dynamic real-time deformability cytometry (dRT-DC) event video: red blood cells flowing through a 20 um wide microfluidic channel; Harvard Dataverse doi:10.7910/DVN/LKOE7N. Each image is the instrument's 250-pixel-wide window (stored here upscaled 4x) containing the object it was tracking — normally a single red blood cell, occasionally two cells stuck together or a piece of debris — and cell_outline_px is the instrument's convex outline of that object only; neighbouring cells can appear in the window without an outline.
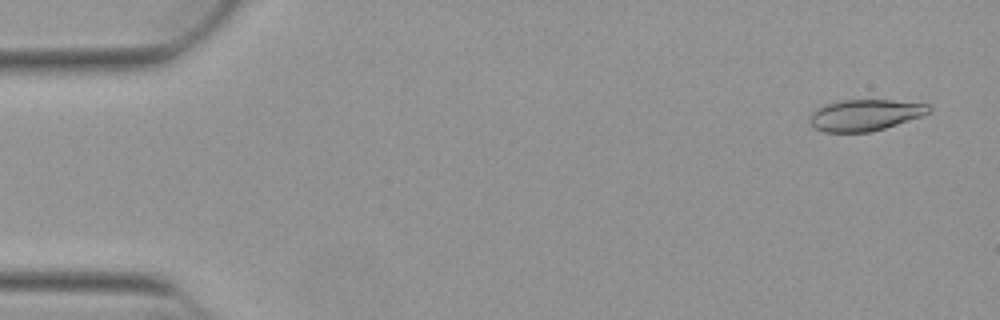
{"species": "Egyptian fruit bat (a non-hibernating species)", "species_latin": "Rousettus aegyptiacus", "temperature_condition": "warm", "stored_images_in_passage": 53, "camera_frame_rate_fps": 3000, "um_per_image_px": 0.085, "animal": {"sex": "female"}, "frame": {"image": 1, "passage_image": 3, "time_ms": 0.667, "image_size_px": [1000, 320], "cell_outline_px": [[932, 112], [924, 116], [872, 132], [824, 132], [816, 128], [808, 120], [812, 112], [816, 108], [824, 104], [840, 100], [892, 100], [928, 104], [932, 108]], "centroid_in_image_um": [73.56, 9.78], "position_along_channel_um": 11.4, "area_um2": 22.02}}
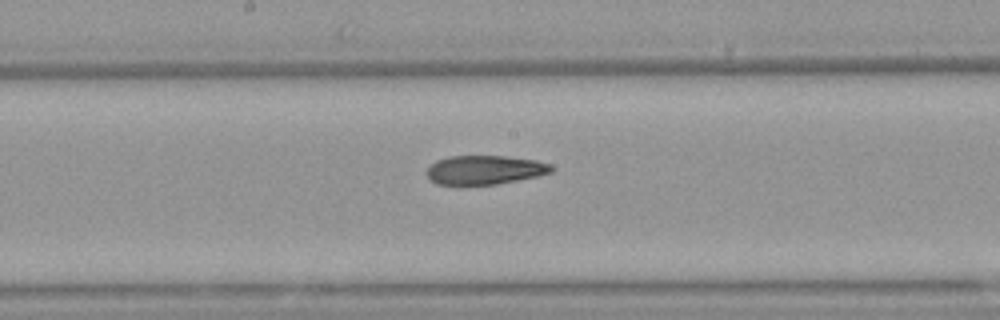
{"frame": {"image": 2, "passage_image": 28, "time_ms": 9.0, "image_size_px": [1000, 320], "cell_outline_px": [[552, 172], [536, 176], [496, 184], [436, 184], [428, 180], [424, 172], [436, 160], [448, 156], [504, 156], [536, 160], [552, 164]], "centroid_in_image_um": [41.15, 14.43], "position_along_channel_um": 207.0, "area_um2": 21.04}}
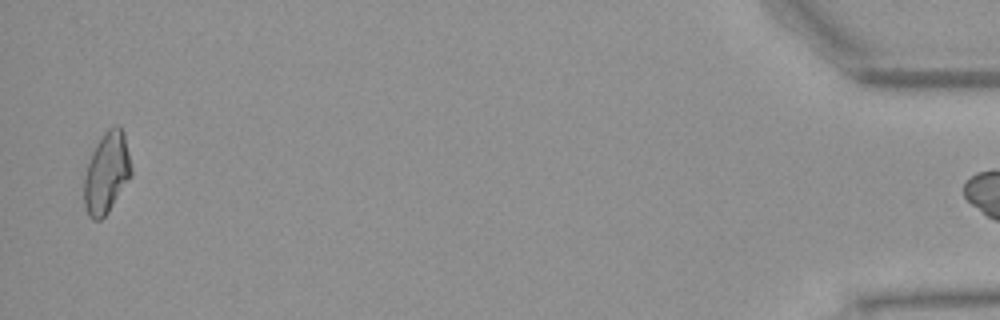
{"frame": {"image": 3, "passage_image": 52, "time_ms": 17.0, "image_size_px": [1000, 320], "cell_outline_px": [[132, 176], [108, 212], [100, 220], [92, 220], [88, 216], [84, 204], [84, 176], [92, 152], [96, 144], [104, 132], [108, 128], [116, 124], [120, 124], [124, 132], [132, 168]], "centroid_in_image_um": [9.08, 14.68], "position_along_channel_um": 426.1, "area_um2": 22.48}}